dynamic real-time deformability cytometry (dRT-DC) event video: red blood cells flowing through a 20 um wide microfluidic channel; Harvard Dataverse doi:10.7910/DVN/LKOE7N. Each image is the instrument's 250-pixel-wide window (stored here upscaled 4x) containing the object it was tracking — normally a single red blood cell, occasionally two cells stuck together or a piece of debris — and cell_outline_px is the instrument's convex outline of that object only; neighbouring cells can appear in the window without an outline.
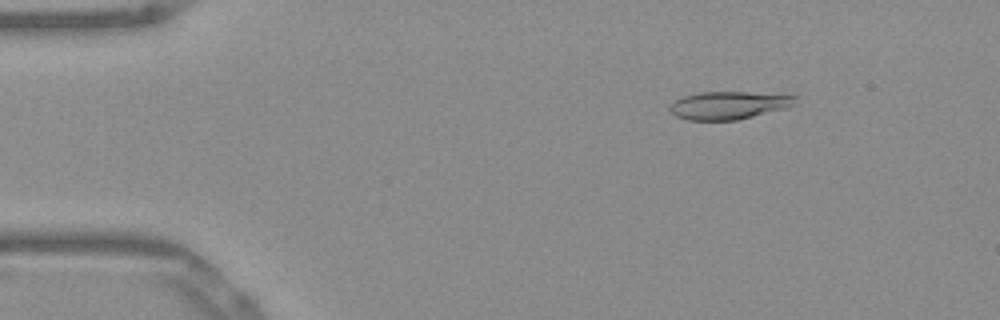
{"species": "Egyptian fruit bat (a non-hibernating species)", "species_latin": "Rousettus aegyptiacus", "temperature_condition": "warm", "stored_images_in_passage": 52, "camera_frame_rate_fps": 3000, "um_per_image_px": 0.085, "frame": {"image": 1, "passage_image": 7, "time_ms": 2.0, "image_size_px": [1000, 320], "cell_outline_px": [[796, 96], [792, 104], [788, 108], [736, 120], [688, 120], [676, 116], [668, 108], [676, 100], [684, 96], [700, 92], [796, 92]], "centroid_in_image_um": [62.06, 8.92], "position_along_channel_um": 22.9, "area_um2": 20.75}}
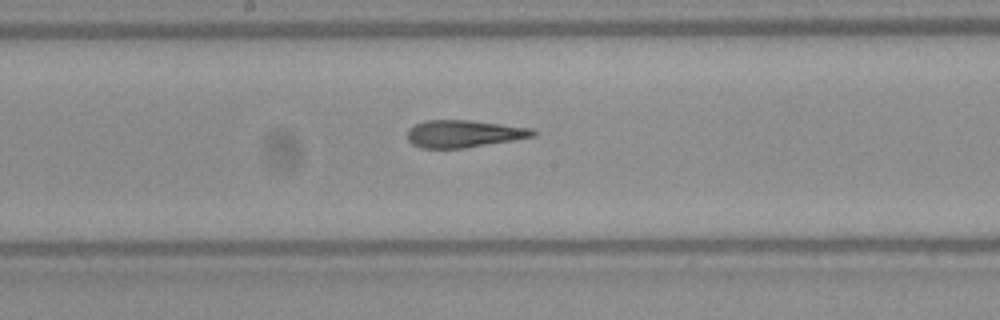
{"frame": {"image": 2, "passage_image": 27, "time_ms": 8.667, "image_size_px": [1000, 320], "cell_outline_px": [[536, 136], [516, 140], [464, 148], [420, 148], [412, 144], [408, 140], [408, 128], [424, 120], [468, 120], [532, 128], [536, 132]], "centroid_in_image_um": [39.42, 11.37], "position_along_channel_um": 208.8, "area_um2": 20.06}}
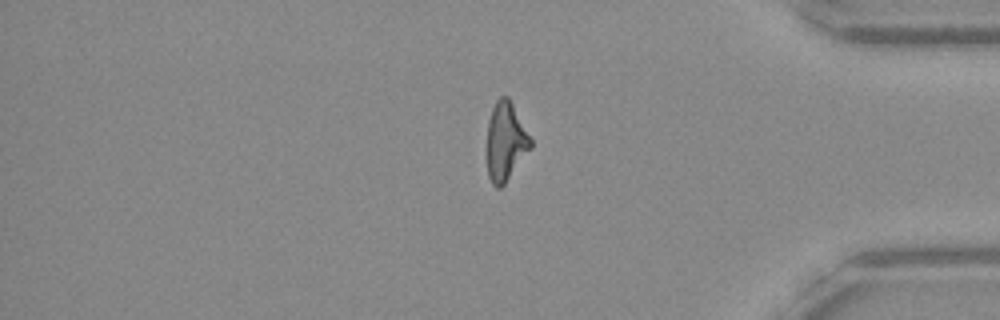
{"frame": {"image": 3, "passage_image": 43, "time_ms": 14.0, "image_size_px": [1000, 320], "cell_outline_px": [[532, 148], [504, 184], [500, 188], [496, 188], [492, 184], [488, 176], [488, 120], [492, 108], [496, 100], [500, 96], [508, 96], [532, 140]], "centroid_in_image_um": [42.99, 12.03], "position_along_channel_um": 392.2, "area_um2": 19.83}, "authors_computed_cell_mechanics": {"area_um2": 20.5768, "velocity_mm_per_s": 3.9122, "shape_relaxation_time_tau1_ms": null, "shape_relaxation_time_tau2_ms": 2.251, "deformation_change_tau1": null, "deformation_change_tau2": 0.1247}}